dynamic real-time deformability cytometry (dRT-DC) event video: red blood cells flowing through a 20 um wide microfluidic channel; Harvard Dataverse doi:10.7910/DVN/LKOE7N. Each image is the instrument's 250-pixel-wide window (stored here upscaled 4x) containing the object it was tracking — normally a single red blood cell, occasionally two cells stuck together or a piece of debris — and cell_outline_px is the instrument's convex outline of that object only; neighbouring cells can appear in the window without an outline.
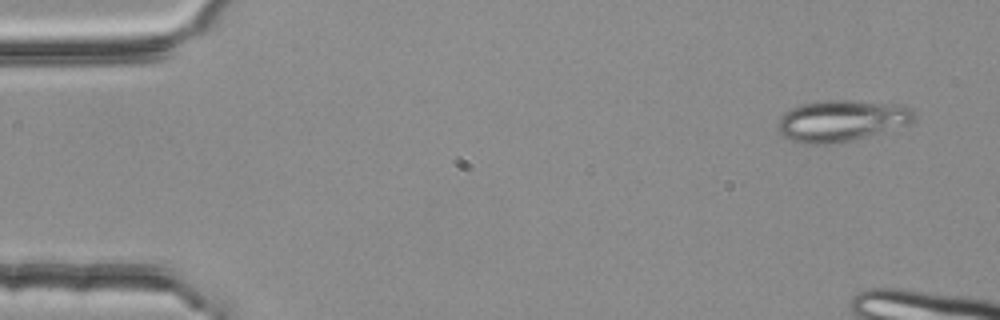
{"species": "common noctule bat (a hibernating species)", "species_latin": "Nyctalus noctula", "temperature_condition": "room temperature", "stored_images_in_passage": 4, "camera_frame_rate_fps": 3000, "um_per_image_px": 0.085, "animal": {"sex": "female", "body_mass_g": 25.1}, "frame": {"image": 1, "passage_image": 1, "time_ms": 0.0, "image_size_px": [1000, 320], "cell_outline_px": [[916, 116], [912, 124], [848, 140], [824, 144], [804, 144], [792, 140], [784, 136], [776, 128], [776, 124], [784, 112], [792, 108], [804, 104], [824, 100], [848, 100], [908, 104], [912, 108]], "centroid_in_image_um": [71.57, 10.23], "position_along_channel_um": 13.4, "area_um2": 32.89}}